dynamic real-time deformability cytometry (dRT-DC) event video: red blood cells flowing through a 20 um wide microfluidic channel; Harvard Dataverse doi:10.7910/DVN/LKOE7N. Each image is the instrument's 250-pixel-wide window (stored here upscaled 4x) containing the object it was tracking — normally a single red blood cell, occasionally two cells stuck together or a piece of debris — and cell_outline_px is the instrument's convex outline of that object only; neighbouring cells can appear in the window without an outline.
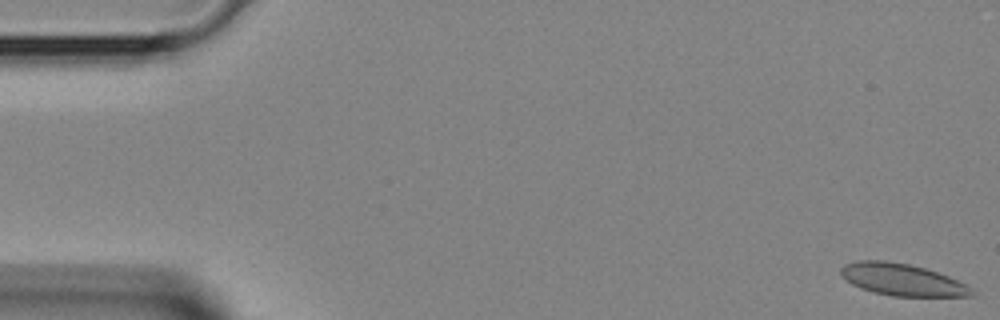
{"species": "Egyptian fruit bat (a non-hibernating species)", "species_latin": "Rousettus aegyptiacus", "temperature_condition": "room temperature", "stored_images_in_passage": 7, "camera_frame_rate_fps": 3000, "um_per_image_px": 0.085, "animal": {"sex": "female"}, "frame": {"image": 1, "passage_image": 1, "time_ms": 0.0, "image_size_px": [1000, 320], "cell_outline_px": [[976, 296], [892, 296], [872, 292], [860, 288], [852, 284], [840, 276], [840, 268], [844, 264], [856, 260], [884, 260], [908, 264], [924, 268], [948, 276], [972, 288], [976, 292]], "centroid_in_image_um": [76.64, 23.77], "position_along_channel_um": 8.4, "area_um2": 24.45}}